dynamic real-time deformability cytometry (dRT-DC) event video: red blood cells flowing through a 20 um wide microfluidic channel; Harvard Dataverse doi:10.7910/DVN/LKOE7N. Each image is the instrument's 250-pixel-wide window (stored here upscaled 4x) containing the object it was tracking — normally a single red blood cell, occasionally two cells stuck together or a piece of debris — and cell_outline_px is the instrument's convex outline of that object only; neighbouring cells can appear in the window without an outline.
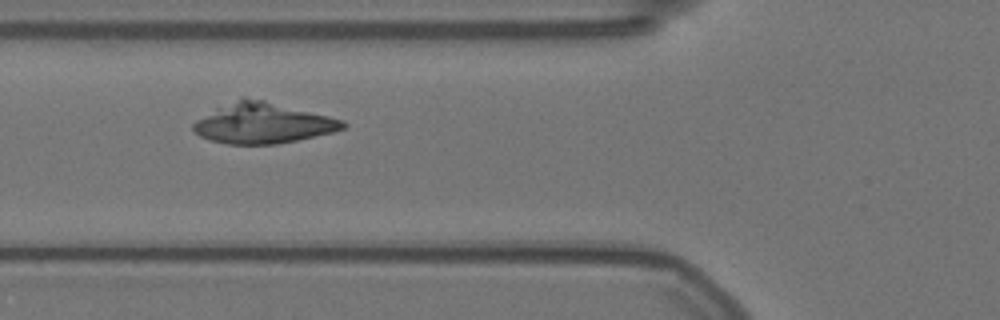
{"species": "Egyptian fruit bat (a non-hibernating species)", "species_latin": "Rousettus aegyptiacus", "temperature_condition": "warm", "stored_images_in_passage": 41, "camera_frame_rate_fps": 3000, "um_per_image_px": 0.085, "animal": {"sex": "female"}, "frame": {"image": 1, "passage_image": 12, "time_ms": 3.667, "image_size_px": [1000, 320], "cell_outline_px": [[348, 124], [344, 128], [332, 132], [296, 140], [276, 144], [228, 144], [208, 140], [200, 136], [192, 128], [192, 124], [196, 120], [216, 108], [240, 96], [244, 96], [264, 100], [344, 120]], "centroid_in_image_um": [22.31, 10.46], "position_along_channel_um": 103.5, "area_um2": 35.14}}
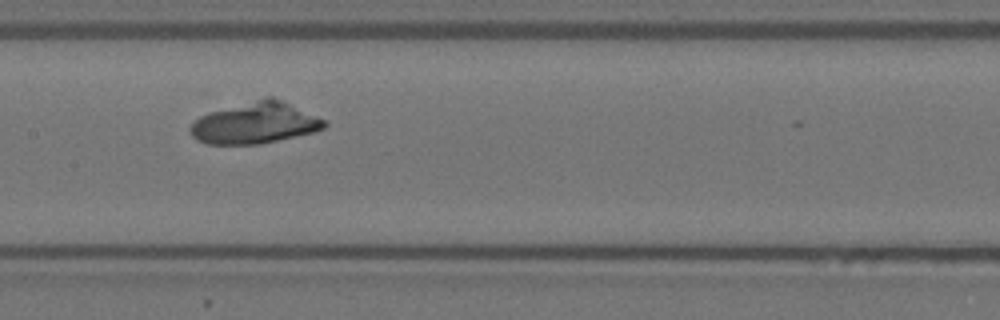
{"frame": {"image": 2, "passage_image": 19, "time_ms": 6.0, "image_size_px": [1000, 320], "cell_outline_px": [[328, 124], [324, 128], [312, 132], [296, 136], [260, 144], [208, 144], [196, 140], [192, 136], [188, 128], [200, 116], [212, 112], [268, 96], [272, 96], [324, 120]], "centroid_in_image_um": [21.66, 10.47], "position_along_channel_um": 185.7, "area_um2": 31.62}}
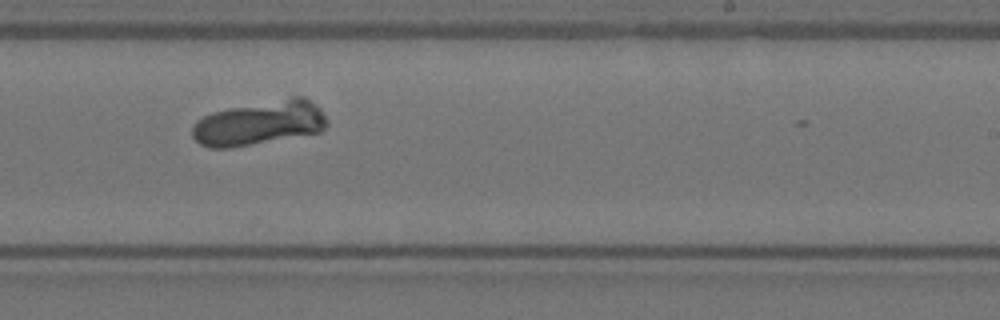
{"frame": {"image": 3, "passage_image": 26, "time_ms": 8.333, "image_size_px": [1000, 320], "cell_outline_px": [[328, 124], [320, 132], [232, 148], [212, 148], [200, 144], [192, 136], [192, 124], [196, 120], [212, 112], [228, 108], [292, 96], [304, 96], [316, 104], [320, 108], [328, 120]], "centroid_in_image_um": [22.06, 10.45], "position_along_channel_um": 266.9, "area_um2": 35.08}}